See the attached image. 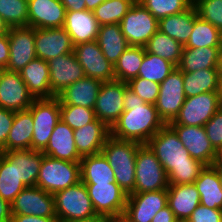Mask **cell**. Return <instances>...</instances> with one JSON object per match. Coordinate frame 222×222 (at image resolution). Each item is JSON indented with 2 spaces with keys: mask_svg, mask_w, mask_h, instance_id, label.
I'll list each match as a JSON object with an SVG mask.
<instances>
[{
  "mask_svg": "<svg viewBox=\"0 0 222 222\" xmlns=\"http://www.w3.org/2000/svg\"><path fill=\"white\" fill-rule=\"evenodd\" d=\"M2 153L3 151H2V148L0 147V157L2 156Z\"/></svg>",
  "mask_w": 222,
  "mask_h": 222,
  "instance_id": "obj_63",
  "label": "cell"
},
{
  "mask_svg": "<svg viewBox=\"0 0 222 222\" xmlns=\"http://www.w3.org/2000/svg\"><path fill=\"white\" fill-rule=\"evenodd\" d=\"M48 66L50 89L55 96L72 83L85 77L84 69L73 52L50 59Z\"/></svg>",
  "mask_w": 222,
  "mask_h": 222,
  "instance_id": "obj_19",
  "label": "cell"
},
{
  "mask_svg": "<svg viewBox=\"0 0 222 222\" xmlns=\"http://www.w3.org/2000/svg\"><path fill=\"white\" fill-rule=\"evenodd\" d=\"M183 72L177 67L160 83L155 103L160 118L165 124L174 121L185 102Z\"/></svg>",
  "mask_w": 222,
  "mask_h": 222,
  "instance_id": "obj_10",
  "label": "cell"
},
{
  "mask_svg": "<svg viewBox=\"0 0 222 222\" xmlns=\"http://www.w3.org/2000/svg\"><path fill=\"white\" fill-rule=\"evenodd\" d=\"M136 0H106L93 10L98 24H120Z\"/></svg>",
  "mask_w": 222,
  "mask_h": 222,
  "instance_id": "obj_40",
  "label": "cell"
},
{
  "mask_svg": "<svg viewBox=\"0 0 222 222\" xmlns=\"http://www.w3.org/2000/svg\"><path fill=\"white\" fill-rule=\"evenodd\" d=\"M219 109V92H206L185 99L178 116L169 124L204 126Z\"/></svg>",
  "mask_w": 222,
  "mask_h": 222,
  "instance_id": "obj_12",
  "label": "cell"
},
{
  "mask_svg": "<svg viewBox=\"0 0 222 222\" xmlns=\"http://www.w3.org/2000/svg\"><path fill=\"white\" fill-rule=\"evenodd\" d=\"M221 80V68L183 72L185 97L189 98L206 92H218L221 86Z\"/></svg>",
  "mask_w": 222,
  "mask_h": 222,
  "instance_id": "obj_29",
  "label": "cell"
},
{
  "mask_svg": "<svg viewBox=\"0 0 222 222\" xmlns=\"http://www.w3.org/2000/svg\"><path fill=\"white\" fill-rule=\"evenodd\" d=\"M197 15V10L192 4L187 10L181 13L159 20L158 30L184 46L192 34L194 19Z\"/></svg>",
  "mask_w": 222,
  "mask_h": 222,
  "instance_id": "obj_30",
  "label": "cell"
},
{
  "mask_svg": "<svg viewBox=\"0 0 222 222\" xmlns=\"http://www.w3.org/2000/svg\"><path fill=\"white\" fill-rule=\"evenodd\" d=\"M11 214L56 217L54 195L37 186L26 187L11 203Z\"/></svg>",
  "mask_w": 222,
  "mask_h": 222,
  "instance_id": "obj_13",
  "label": "cell"
},
{
  "mask_svg": "<svg viewBox=\"0 0 222 222\" xmlns=\"http://www.w3.org/2000/svg\"><path fill=\"white\" fill-rule=\"evenodd\" d=\"M158 21L187 10L193 3L190 0H136Z\"/></svg>",
  "mask_w": 222,
  "mask_h": 222,
  "instance_id": "obj_43",
  "label": "cell"
},
{
  "mask_svg": "<svg viewBox=\"0 0 222 222\" xmlns=\"http://www.w3.org/2000/svg\"><path fill=\"white\" fill-rule=\"evenodd\" d=\"M200 204V195L194 183L169 184L167 188V205L176 219L188 220Z\"/></svg>",
  "mask_w": 222,
  "mask_h": 222,
  "instance_id": "obj_26",
  "label": "cell"
},
{
  "mask_svg": "<svg viewBox=\"0 0 222 222\" xmlns=\"http://www.w3.org/2000/svg\"><path fill=\"white\" fill-rule=\"evenodd\" d=\"M44 155L70 162H80L81 156L77 152L74 130L61 119L54 127Z\"/></svg>",
  "mask_w": 222,
  "mask_h": 222,
  "instance_id": "obj_23",
  "label": "cell"
},
{
  "mask_svg": "<svg viewBox=\"0 0 222 222\" xmlns=\"http://www.w3.org/2000/svg\"><path fill=\"white\" fill-rule=\"evenodd\" d=\"M28 109L32 113L34 128L31 149L43 152L60 120V101L57 97L35 99Z\"/></svg>",
  "mask_w": 222,
  "mask_h": 222,
  "instance_id": "obj_7",
  "label": "cell"
},
{
  "mask_svg": "<svg viewBox=\"0 0 222 222\" xmlns=\"http://www.w3.org/2000/svg\"><path fill=\"white\" fill-rule=\"evenodd\" d=\"M36 57L49 61L59 55L72 53L74 45L64 28H35Z\"/></svg>",
  "mask_w": 222,
  "mask_h": 222,
  "instance_id": "obj_20",
  "label": "cell"
},
{
  "mask_svg": "<svg viewBox=\"0 0 222 222\" xmlns=\"http://www.w3.org/2000/svg\"><path fill=\"white\" fill-rule=\"evenodd\" d=\"M10 49L8 33L0 34V69H6L9 61Z\"/></svg>",
  "mask_w": 222,
  "mask_h": 222,
  "instance_id": "obj_50",
  "label": "cell"
},
{
  "mask_svg": "<svg viewBox=\"0 0 222 222\" xmlns=\"http://www.w3.org/2000/svg\"><path fill=\"white\" fill-rule=\"evenodd\" d=\"M73 53L83 67L86 77L96 78L102 82L116 80L114 65L106 59L97 41L77 44Z\"/></svg>",
  "mask_w": 222,
  "mask_h": 222,
  "instance_id": "obj_16",
  "label": "cell"
},
{
  "mask_svg": "<svg viewBox=\"0 0 222 222\" xmlns=\"http://www.w3.org/2000/svg\"><path fill=\"white\" fill-rule=\"evenodd\" d=\"M213 168L217 171L219 182L222 188V167H213Z\"/></svg>",
  "mask_w": 222,
  "mask_h": 222,
  "instance_id": "obj_60",
  "label": "cell"
},
{
  "mask_svg": "<svg viewBox=\"0 0 222 222\" xmlns=\"http://www.w3.org/2000/svg\"><path fill=\"white\" fill-rule=\"evenodd\" d=\"M122 34L130 46H145L158 30V20L138 1L120 22Z\"/></svg>",
  "mask_w": 222,
  "mask_h": 222,
  "instance_id": "obj_8",
  "label": "cell"
},
{
  "mask_svg": "<svg viewBox=\"0 0 222 222\" xmlns=\"http://www.w3.org/2000/svg\"><path fill=\"white\" fill-rule=\"evenodd\" d=\"M175 222H188V220L177 219Z\"/></svg>",
  "mask_w": 222,
  "mask_h": 222,
  "instance_id": "obj_62",
  "label": "cell"
},
{
  "mask_svg": "<svg viewBox=\"0 0 222 222\" xmlns=\"http://www.w3.org/2000/svg\"><path fill=\"white\" fill-rule=\"evenodd\" d=\"M66 8L59 0H28V26L63 28Z\"/></svg>",
  "mask_w": 222,
  "mask_h": 222,
  "instance_id": "obj_21",
  "label": "cell"
},
{
  "mask_svg": "<svg viewBox=\"0 0 222 222\" xmlns=\"http://www.w3.org/2000/svg\"><path fill=\"white\" fill-rule=\"evenodd\" d=\"M176 220L177 219L174 213L170 210V207L167 205L159 212H157L151 222H175Z\"/></svg>",
  "mask_w": 222,
  "mask_h": 222,
  "instance_id": "obj_52",
  "label": "cell"
},
{
  "mask_svg": "<svg viewBox=\"0 0 222 222\" xmlns=\"http://www.w3.org/2000/svg\"><path fill=\"white\" fill-rule=\"evenodd\" d=\"M10 30V27L7 25L5 20L0 16V34L8 33Z\"/></svg>",
  "mask_w": 222,
  "mask_h": 222,
  "instance_id": "obj_58",
  "label": "cell"
},
{
  "mask_svg": "<svg viewBox=\"0 0 222 222\" xmlns=\"http://www.w3.org/2000/svg\"><path fill=\"white\" fill-rule=\"evenodd\" d=\"M110 136L111 129L96 118L93 122L74 130L77 152L81 157L99 154Z\"/></svg>",
  "mask_w": 222,
  "mask_h": 222,
  "instance_id": "obj_22",
  "label": "cell"
},
{
  "mask_svg": "<svg viewBox=\"0 0 222 222\" xmlns=\"http://www.w3.org/2000/svg\"><path fill=\"white\" fill-rule=\"evenodd\" d=\"M102 83L101 80L85 76L65 88L56 97L59 99L60 105H75L93 109Z\"/></svg>",
  "mask_w": 222,
  "mask_h": 222,
  "instance_id": "obj_25",
  "label": "cell"
},
{
  "mask_svg": "<svg viewBox=\"0 0 222 222\" xmlns=\"http://www.w3.org/2000/svg\"><path fill=\"white\" fill-rule=\"evenodd\" d=\"M144 55L143 46H129L114 64L116 80L128 83L137 78Z\"/></svg>",
  "mask_w": 222,
  "mask_h": 222,
  "instance_id": "obj_37",
  "label": "cell"
},
{
  "mask_svg": "<svg viewBox=\"0 0 222 222\" xmlns=\"http://www.w3.org/2000/svg\"><path fill=\"white\" fill-rule=\"evenodd\" d=\"M64 5L66 11L86 10V0H59Z\"/></svg>",
  "mask_w": 222,
  "mask_h": 222,
  "instance_id": "obj_53",
  "label": "cell"
},
{
  "mask_svg": "<svg viewBox=\"0 0 222 222\" xmlns=\"http://www.w3.org/2000/svg\"><path fill=\"white\" fill-rule=\"evenodd\" d=\"M60 119L73 130L96 119L94 109L75 105H60Z\"/></svg>",
  "mask_w": 222,
  "mask_h": 222,
  "instance_id": "obj_44",
  "label": "cell"
},
{
  "mask_svg": "<svg viewBox=\"0 0 222 222\" xmlns=\"http://www.w3.org/2000/svg\"><path fill=\"white\" fill-rule=\"evenodd\" d=\"M218 92H219V108L222 109V81Z\"/></svg>",
  "mask_w": 222,
  "mask_h": 222,
  "instance_id": "obj_61",
  "label": "cell"
},
{
  "mask_svg": "<svg viewBox=\"0 0 222 222\" xmlns=\"http://www.w3.org/2000/svg\"><path fill=\"white\" fill-rule=\"evenodd\" d=\"M11 222H59V220L57 219V217L12 215Z\"/></svg>",
  "mask_w": 222,
  "mask_h": 222,
  "instance_id": "obj_51",
  "label": "cell"
},
{
  "mask_svg": "<svg viewBox=\"0 0 222 222\" xmlns=\"http://www.w3.org/2000/svg\"><path fill=\"white\" fill-rule=\"evenodd\" d=\"M99 24L93 11H66L63 28L71 37L73 45L97 40Z\"/></svg>",
  "mask_w": 222,
  "mask_h": 222,
  "instance_id": "obj_24",
  "label": "cell"
},
{
  "mask_svg": "<svg viewBox=\"0 0 222 222\" xmlns=\"http://www.w3.org/2000/svg\"><path fill=\"white\" fill-rule=\"evenodd\" d=\"M147 144L163 165L169 184H192L207 166L190 156L169 124H165Z\"/></svg>",
  "mask_w": 222,
  "mask_h": 222,
  "instance_id": "obj_1",
  "label": "cell"
},
{
  "mask_svg": "<svg viewBox=\"0 0 222 222\" xmlns=\"http://www.w3.org/2000/svg\"><path fill=\"white\" fill-rule=\"evenodd\" d=\"M212 167H222V148L216 151V157Z\"/></svg>",
  "mask_w": 222,
  "mask_h": 222,
  "instance_id": "obj_56",
  "label": "cell"
},
{
  "mask_svg": "<svg viewBox=\"0 0 222 222\" xmlns=\"http://www.w3.org/2000/svg\"><path fill=\"white\" fill-rule=\"evenodd\" d=\"M188 222H222V210L199 204L188 218Z\"/></svg>",
  "mask_w": 222,
  "mask_h": 222,
  "instance_id": "obj_48",
  "label": "cell"
},
{
  "mask_svg": "<svg viewBox=\"0 0 222 222\" xmlns=\"http://www.w3.org/2000/svg\"><path fill=\"white\" fill-rule=\"evenodd\" d=\"M59 222H105V220H67Z\"/></svg>",
  "mask_w": 222,
  "mask_h": 222,
  "instance_id": "obj_59",
  "label": "cell"
},
{
  "mask_svg": "<svg viewBox=\"0 0 222 222\" xmlns=\"http://www.w3.org/2000/svg\"><path fill=\"white\" fill-rule=\"evenodd\" d=\"M56 217L67 220H103L95 212L86 185L77 184L54 194Z\"/></svg>",
  "mask_w": 222,
  "mask_h": 222,
  "instance_id": "obj_4",
  "label": "cell"
},
{
  "mask_svg": "<svg viewBox=\"0 0 222 222\" xmlns=\"http://www.w3.org/2000/svg\"><path fill=\"white\" fill-rule=\"evenodd\" d=\"M176 66L152 53L145 52L138 77L161 83Z\"/></svg>",
  "mask_w": 222,
  "mask_h": 222,
  "instance_id": "obj_41",
  "label": "cell"
},
{
  "mask_svg": "<svg viewBox=\"0 0 222 222\" xmlns=\"http://www.w3.org/2000/svg\"><path fill=\"white\" fill-rule=\"evenodd\" d=\"M127 85L130 90L137 94L146 103H156L159 95L160 83L137 77L130 80Z\"/></svg>",
  "mask_w": 222,
  "mask_h": 222,
  "instance_id": "obj_46",
  "label": "cell"
},
{
  "mask_svg": "<svg viewBox=\"0 0 222 222\" xmlns=\"http://www.w3.org/2000/svg\"><path fill=\"white\" fill-rule=\"evenodd\" d=\"M80 175L83 183H116L113 168L102 153L83 156Z\"/></svg>",
  "mask_w": 222,
  "mask_h": 222,
  "instance_id": "obj_34",
  "label": "cell"
},
{
  "mask_svg": "<svg viewBox=\"0 0 222 222\" xmlns=\"http://www.w3.org/2000/svg\"><path fill=\"white\" fill-rule=\"evenodd\" d=\"M144 48L145 52L155 54L177 67L181 60L184 46L165 33L157 30Z\"/></svg>",
  "mask_w": 222,
  "mask_h": 222,
  "instance_id": "obj_38",
  "label": "cell"
},
{
  "mask_svg": "<svg viewBox=\"0 0 222 222\" xmlns=\"http://www.w3.org/2000/svg\"><path fill=\"white\" fill-rule=\"evenodd\" d=\"M169 125L175 130L192 158L203 162L207 166L213 165L216 150L208 139L204 126Z\"/></svg>",
  "mask_w": 222,
  "mask_h": 222,
  "instance_id": "obj_18",
  "label": "cell"
},
{
  "mask_svg": "<svg viewBox=\"0 0 222 222\" xmlns=\"http://www.w3.org/2000/svg\"><path fill=\"white\" fill-rule=\"evenodd\" d=\"M81 181L80 162L56 159L43 154L36 186L55 194Z\"/></svg>",
  "mask_w": 222,
  "mask_h": 222,
  "instance_id": "obj_5",
  "label": "cell"
},
{
  "mask_svg": "<svg viewBox=\"0 0 222 222\" xmlns=\"http://www.w3.org/2000/svg\"><path fill=\"white\" fill-rule=\"evenodd\" d=\"M206 135L217 151L222 148V109L219 108L211 119L204 125Z\"/></svg>",
  "mask_w": 222,
  "mask_h": 222,
  "instance_id": "obj_47",
  "label": "cell"
},
{
  "mask_svg": "<svg viewBox=\"0 0 222 222\" xmlns=\"http://www.w3.org/2000/svg\"><path fill=\"white\" fill-rule=\"evenodd\" d=\"M26 186L16 173V161L3 152L0 157V197L10 204Z\"/></svg>",
  "mask_w": 222,
  "mask_h": 222,
  "instance_id": "obj_36",
  "label": "cell"
},
{
  "mask_svg": "<svg viewBox=\"0 0 222 222\" xmlns=\"http://www.w3.org/2000/svg\"><path fill=\"white\" fill-rule=\"evenodd\" d=\"M203 47H222L221 33L218 28L197 15L194 19L192 34L184 48Z\"/></svg>",
  "mask_w": 222,
  "mask_h": 222,
  "instance_id": "obj_39",
  "label": "cell"
},
{
  "mask_svg": "<svg viewBox=\"0 0 222 222\" xmlns=\"http://www.w3.org/2000/svg\"><path fill=\"white\" fill-rule=\"evenodd\" d=\"M194 184L199 191L200 204L222 210V188L217 171L212 166H206Z\"/></svg>",
  "mask_w": 222,
  "mask_h": 222,
  "instance_id": "obj_35",
  "label": "cell"
},
{
  "mask_svg": "<svg viewBox=\"0 0 222 222\" xmlns=\"http://www.w3.org/2000/svg\"><path fill=\"white\" fill-rule=\"evenodd\" d=\"M33 117L29 109L14 113V121L5 143V152L29 150L33 135Z\"/></svg>",
  "mask_w": 222,
  "mask_h": 222,
  "instance_id": "obj_31",
  "label": "cell"
},
{
  "mask_svg": "<svg viewBox=\"0 0 222 222\" xmlns=\"http://www.w3.org/2000/svg\"><path fill=\"white\" fill-rule=\"evenodd\" d=\"M96 214L103 220L122 215L127 194L117 183H84Z\"/></svg>",
  "mask_w": 222,
  "mask_h": 222,
  "instance_id": "obj_9",
  "label": "cell"
},
{
  "mask_svg": "<svg viewBox=\"0 0 222 222\" xmlns=\"http://www.w3.org/2000/svg\"><path fill=\"white\" fill-rule=\"evenodd\" d=\"M16 161V173L26 187L36 186L43 152L36 150H11L7 152Z\"/></svg>",
  "mask_w": 222,
  "mask_h": 222,
  "instance_id": "obj_33",
  "label": "cell"
},
{
  "mask_svg": "<svg viewBox=\"0 0 222 222\" xmlns=\"http://www.w3.org/2000/svg\"><path fill=\"white\" fill-rule=\"evenodd\" d=\"M96 41L106 59L113 65L130 46L125 36L122 34L120 24L99 26Z\"/></svg>",
  "mask_w": 222,
  "mask_h": 222,
  "instance_id": "obj_32",
  "label": "cell"
},
{
  "mask_svg": "<svg viewBox=\"0 0 222 222\" xmlns=\"http://www.w3.org/2000/svg\"><path fill=\"white\" fill-rule=\"evenodd\" d=\"M167 206V189L132 193L127 196L124 215L132 222H151Z\"/></svg>",
  "mask_w": 222,
  "mask_h": 222,
  "instance_id": "obj_17",
  "label": "cell"
},
{
  "mask_svg": "<svg viewBox=\"0 0 222 222\" xmlns=\"http://www.w3.org/2000/svg\"><path fill=\"white\" fill-rule=\"evenodd\" d=\"M190 1H191V3H193V4H194V3H195L197 0H190Z\"/></svg>",
  "mask_w": 222,
  "mask_h": 222,
  "instance_id": "obj_64",
  "label": "cell"
},
{
  "mask_svg": "<svg viewBox=\"0 0 222 222\" xmlns=\"http://www.w3.org/2000/svg\"><path fill=\"white\" fill-rule=\"evenodd\" d=\"M105 222H132L124 214L118 215L117 217L106 220Z\"/></svg>",
  "mask_w": 222,
  "mask_h": 222,
  "instance_id": "obj_57",
  "label": "cell"
},
{
  "mask_svg": "<svg viewBox=\"0 0 222 222\" xmlns=\"http://www.w3.org/2000/svg\"><path fill=\"white\" fill-rule=\"evenodd\" d=\"M140 143L110 136L101 153L113 168L116 183L127 194L134 193L136 154Z\"/></svg>",
  "mask_w": 222,
  "mask_h": 222,
  "instance_id": "obj_3",
  "label": "cell"
},
{
  "mask_svg": "<svg viewBox=\"0 0 222 222\" xmlns=\"http://www.w3.org/2000/svg\"><path fill=\"white\" fill-rule=\"evenodd\" d=\"M19 73L35 99L56 97L50 89L48 61L36 57Z\"/></svg>",
  "mask_w": 222,
  "mask_h": 222,
  "instance_id": "obj_27",
  "label": "cell"
},
{
  "mask_svg": "<svg viewBox=\"0 0 222 222\" xmlns=\"http://www.w3.org/2000/svg\"><path fill=\"white\" fill-rule=\"evenodd\" d=\"M10 56L6 70L19 73L36 58L35 28L11 27L8 32Z\"/></svg>",
  "mask_w": 222,
  "mask_h": 222,
  "instance_id": "obj_14",
  "label": "cell"
},
{
  "mask_svg": "<svg viewBox=\"0 0 222 222\" xmlns=\"http://www.w3.org/2000/svg\"><path fill=\"white\" fill-rule=\"evenodd\" d=\"M14 111L0 107V147L5 152V143L14 121Z\"/></svg>",
  "mask_w": 222,
  "mask_h": 222,
  "instance_id": "obj_49",
  "label": "cell"
},
{
  "mask_svg": "<svg viewBox=\"0 0 222 222\" xmlns=\"http://www.w3.org/2000/svg\"><path fill=\"white\" fill-rule=\"evenodd\" d=\"M193 5L202 20L222 30V0H197Z\"/></svg>",
  "mask_w": 222,
  "mask_h": 222,
  "instance_id": "obj_45",
  "label": "cell"
},
{
  "mask_svg": "<svg viewBox=\"0 0 222 222\" xmlns=\"http://www.w3.org/2000/svg\"><path fill=\"white\" fill-rule=\"evenodd\" d=\"M222 47L183 48L177 66L182 72L222 67Z\"/></svg>",
  "mask_w": 222,
  "mask_h": 222,
  "instance_id": "obj_28",
  "label": "cell"
},
{
  "mask_svg": "<svg viewBox=\"0 0 222 222\" xmlns=\"http://www.w3.org/2000/svg\"><path fill=\"white\" fill-rule=\"evenodd\" d=\"M0 16L10 28L28 26V0H0Z\"/></svg>",
  "mask_w": 222,
  "mask_h": 222,
  "instance_id": "obj_42",
  "label": "cell"
},
{
  "mask_svg": "<svg viewBox=\"0 0 222 222\" xmlns=\"http://www.w3.org/2000/svg\"><path fill=\"white\" fill-rule=\"evenodd\" d=\"M127 83L112 80L103 82L95 102V116L110 129L118 121L124 111V93Z\"/></svg>",
  "mask_w": 222,
  "mask_h": 222,
  "instance_id": "obj_11",
  "label": "cell"
},
{
  "mask_svg": "<svg viewBox=\"0 0 222 222\" xmlns=\"http://www.w3.org/2000/svg\"><path fill=\"white\" fill-rule=\"evenodd\" d=\"M11 204L0 197V222H11Z\"/></svg>",
  "mask_w": 222,
  "mask_h": 222,
  "instance_id": "obj_54",
  "label": "cell"
},
{
  "mask_svg": "<svg viewBox=\"0 0 222 222\" xmlns=\"http://www.w3.org/2000/svg\"><path fill=\"white\" fill-rule=\"evenodd\" d=\"M106 0H86V10L93 11Z\"/></svg>",
  "mask_w": 222,
  "mask_h": 222,
  "instance_id": "obj_55",
  "label": "cell"
},
{
  "mask_svg": "<svg viewBox=\"0 0 222 222\" xmlns=\"http://www.w3.org/2000/svg\"><path fill=\"white\" fill-rule=\"evenodd\" d=\"M124 111L111 128V136L119 140L147 144L165 125L155 104L146 103L129 88L124 93Z\"/></svg>",
  "mask_w": 222,
  "mask_h": 222,
  "instance_id": "obj_2",
  "label": "cell"
},
{
  "mask_svg": "<svg viewBox=\"0 0 222 222\" xmlns=\"http://www.w3.org/2000/svg\"><path fill=\"white\" fill-rule=\"evenodd\" d=\"M35 100L20 73L0 69V107L14 112L27 110Z\"/></svg>",
  "mask_w": 222,
  "mask_h": 222,
  "instance_id": "obj_15",
  "label": "cell"
},
{
  "mask_svg": "<svg viewBox=\"0 0 222 222\" xmlns=\"http://www.w3.org/2000/svg\"><path fill=\"white\" fill-rule=\"evenodd\" d=\"M169 186L163 165L148 144H140L136 154L134 193L159 191Z\"/></svg>",
  "mask_w": 222,
  "mask_h": 222,
  "instance_id": "obj_6",
  "label": "cell"
}]
</instances>
